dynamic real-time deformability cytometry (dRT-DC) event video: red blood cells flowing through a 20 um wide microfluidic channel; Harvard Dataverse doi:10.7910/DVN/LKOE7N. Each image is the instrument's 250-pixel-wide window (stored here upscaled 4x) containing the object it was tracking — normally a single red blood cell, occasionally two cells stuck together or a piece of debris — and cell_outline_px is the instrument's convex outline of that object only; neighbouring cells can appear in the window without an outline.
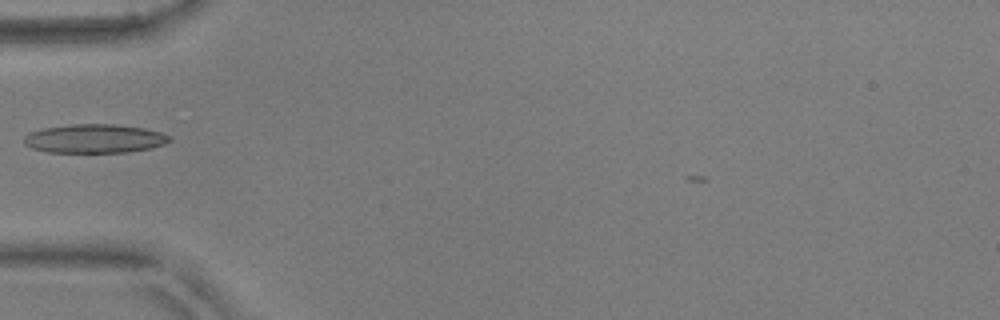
{"species": "common noctule bat (a hibernating species)", "species_latin": "Nyctalus noctula", "temperature_condition": "warm", "stored_images_in_passage": 37, "camera_frame_rate_fps": 3000, "um_per_image_px": 0.085, "animal": {"sex": "male", "body_mass_g": 17.9, "forearm_length_mm": 54.2}, "frame": {"image": 1, "passage_image": 1, "time_ms": 0.0, "image_size_px": [1000, 320], "cell_outline_px": [[172, 140], [164, 144], [152, 148], [128, 152], [48, 152], [32, 148], [24, 144], [24, 136], [32, 132], [44, 128], [72, 124], [112, 124], [144, 128], [160, 132], [172, 136]], "centroid_in_image_um": [8.08, 11.78], "position_along_channel_um": 76.9, "area_um2": 24.39}}
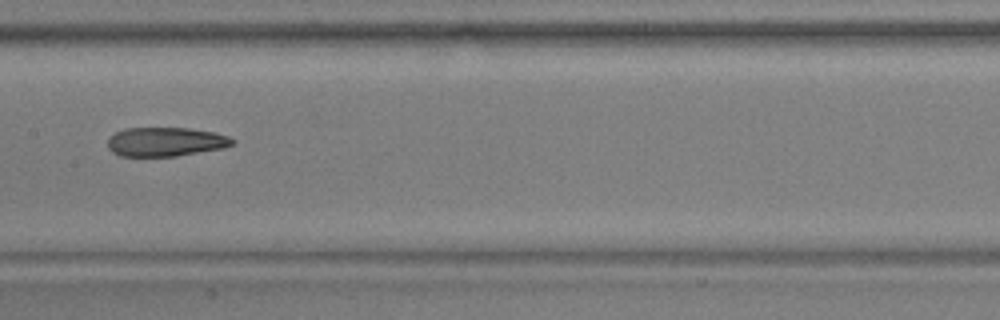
{"frame": {"image": 2, "passage_image": 10, "time_ms": 3.0, "image_size_px": [1000, 320], "cell_outline_px": [[236, 140], [232, 144], [224, 148], [176, 156], [120, 156], [112, 152], [108, 148], [108, 136], [124, 128], [188, 128], [216, 132], [228, 136]], "centroid_in_image_um": [14.07, 12.05], "position_along_channel_um": 193.3, "area_um2": 21.27}}
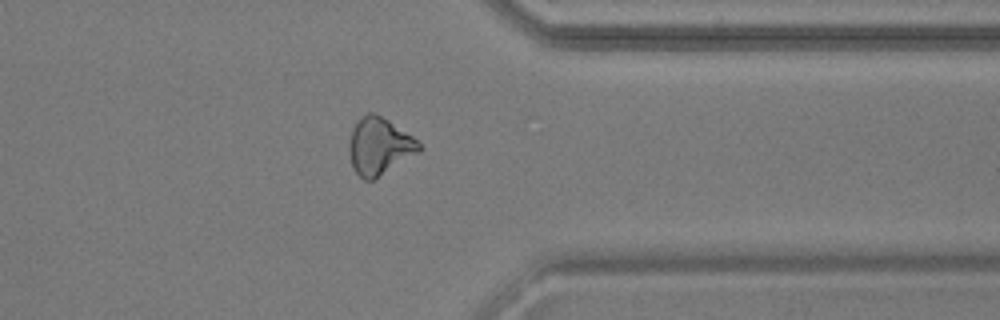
{"frame": {"image": 3, "passage_image": 25, "time_ms": 8.0, "image_size_px": [1000, 320], "cell_outline_px": [[420, 152], [372, 180], [364, 180], [356, 172], [352, 164], [348, 144], [352, 128], [356, 120], [360, 116], [368, 112], [376, 112], [412, 136], [420, 144]], "centroid_in_image_um": [32.21, 12.39], "position_along_channel_um": 379.2, "area_um2": 23.12}}